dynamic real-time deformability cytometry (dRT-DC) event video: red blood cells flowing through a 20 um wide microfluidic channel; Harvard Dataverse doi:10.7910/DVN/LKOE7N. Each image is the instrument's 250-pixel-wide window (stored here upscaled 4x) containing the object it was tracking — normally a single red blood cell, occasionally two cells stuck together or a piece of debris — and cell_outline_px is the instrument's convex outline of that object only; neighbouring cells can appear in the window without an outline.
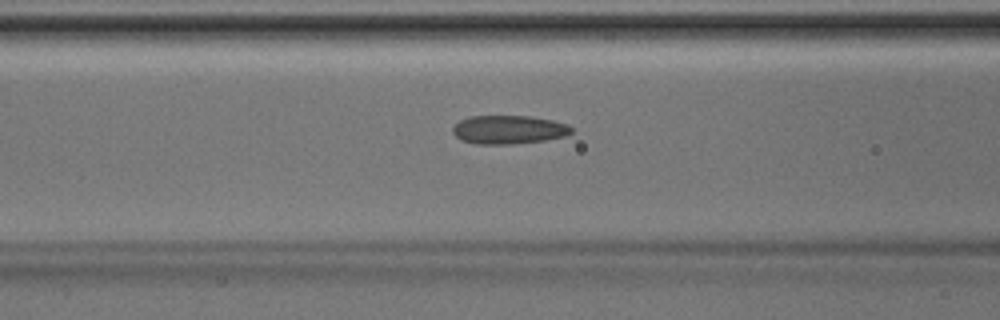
{"species": "Egyptian fruit bat (a non-hibernating species)", "species_latin": "Rousettus aegyptiacus", "temperature_condition": "room temperature", "stored_images_in_passage": 13, "camera_frame_rate_fps": 3000, "um_per_image_px": 0.085, "animal": {"sex": "male"}, "frame": {"image": 1, "passage_image": 11, "time_ms": 3.333, "image_size_px": [1000, 320], "cell_outline_px": [[572, 132], [564, 136], [544, 140], [512, 144], [476, 144], [464, 140], [456, 136], [452, 132], [452, 128], [460, 120], [468, 116], [532, 116], [552, 120], [568, 124], [572, 128]], "centroid_in_image_um": [43.24, 11.01], "position_along_channel_um": 123.4, "area_um2": 19.71}}